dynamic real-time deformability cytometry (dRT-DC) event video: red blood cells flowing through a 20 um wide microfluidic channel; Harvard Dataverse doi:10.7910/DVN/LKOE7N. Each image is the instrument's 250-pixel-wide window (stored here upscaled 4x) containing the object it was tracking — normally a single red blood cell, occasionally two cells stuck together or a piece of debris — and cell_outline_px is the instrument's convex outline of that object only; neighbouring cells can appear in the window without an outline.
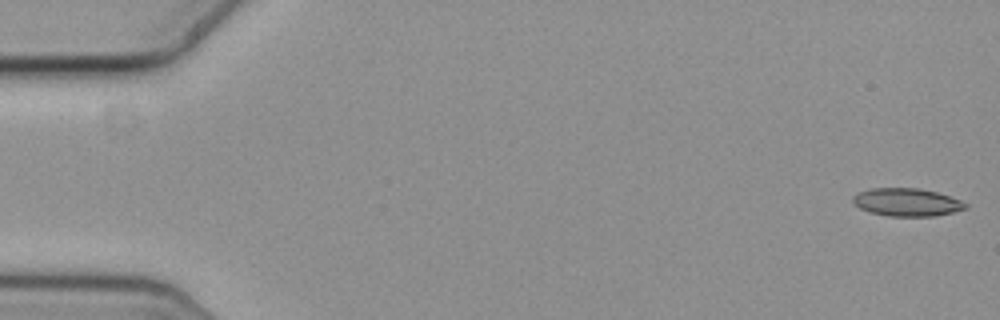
{"species": "common noctule bat (a hibernating species)", "species_latin": "Nyctalus noctula", "temperature_condition": "cold", "stored_images_in_passage": 58, "segment_of_instrument_passage": [1, 2], "camera_frame_rate_fps": 3000, "um_per_image_px": 0.085, "animal": {"sex": "female", "body_mass_g": 19.3, "forearm_length_mm": 54.1}, "frame": {"image": 1, "passage_image": 1, "time_ms": 0.0, "image_size_px": [1000, 320], "cell_outline_px": [[968, 208], [936, 216], [888, 216], [872, 212], [860, 208], [852, 200], [852, 196], [856, 192], [872, 188], [916, 188], [936, 192], [960, 200], [968, 204]], "centroid_in_image_um": [77.07, 17.18], "position_along_channel_um": 7.9, "area_um2": 18.21}}
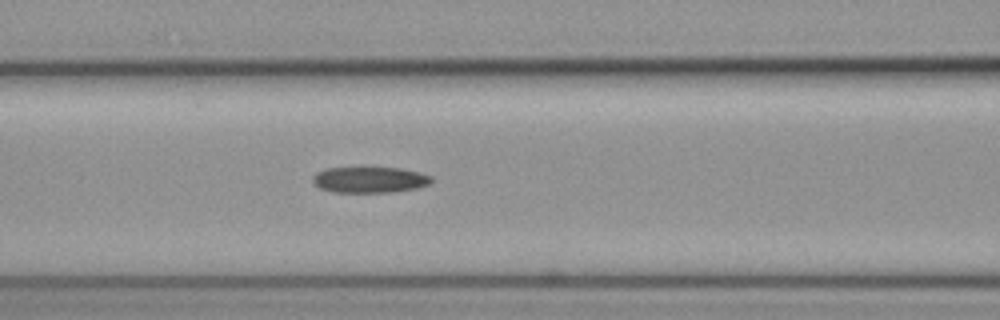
{"frame": {"image": 2, "passage_image": 24, "time_ms": 7.667, "image_size_px": [1000, 320], "cell_outline_px": [[432, 180], [428, 184], [416, 188], [392, 192], [332, 192], [320, 188], [312, 180], [312, 176], [316, 172], [324, 168], [400, 168], [432, 176]], "centroid_in_image_um": [31.38, 15.28], "position_along_channel_um": 135.2, "area_um2": 17.8}}
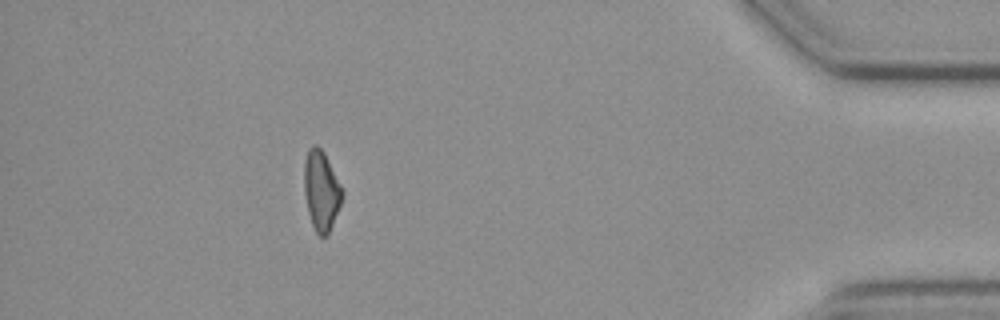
{"frame": {"image": 3, "passage_image": 51, "time_ms": 16.667, "image_size_px": [1000, 320], "cell_outline_px": [[344, 196], [328, 236], [320, 236], [316, 232], [312, 224], [308, 212], [304, 192], [304, 160], [308, 148], [316, 144], [324, 152], [344, 192]], "centroid_in_image_um": [27.31, 16.21], "position_along_channel_um": 407.9, "area_um2": 17.8}}